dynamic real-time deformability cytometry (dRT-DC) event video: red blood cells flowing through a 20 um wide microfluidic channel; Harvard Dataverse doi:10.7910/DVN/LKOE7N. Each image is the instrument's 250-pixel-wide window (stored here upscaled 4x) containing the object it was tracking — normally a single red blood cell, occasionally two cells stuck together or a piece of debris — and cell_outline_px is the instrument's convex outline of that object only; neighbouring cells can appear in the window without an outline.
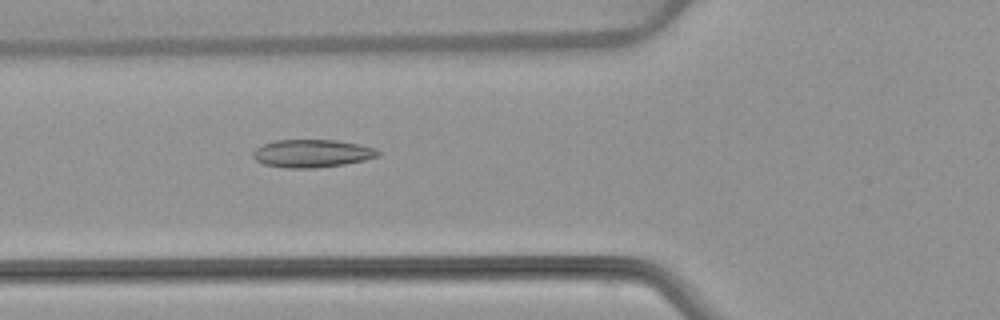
{"species": "common noctule bat (a hibernating species)", "species_latin": "Nyctalus noctula", "temperature_condition": "warm", "stored_images_in_passage": 53, "camera_frame_rate_fps": 3000, "um_per_image_px": 0.085, "animal": {"sex": "female", "body_mass_g": 22.7, "forearm_length_mm": 54.2}, "frame": {"image": 1, "passage_image": 20, "time_ms": 6.333, "image_size_px": [1000, 320], "cell_outline_px": [[380, 152], [376, 156], [364, 160], [344, 164], [316, 168], [284, 168], [264, 164], [256, 160], [252, 156], [252, 152], [256, 148], [264, 144], [276, 140], [336, 140], [376, 148]], "centroid_in_image_um": [26.48, 13.04], "position_along_channel_um": 99.3, "area_um2": 20.17}}
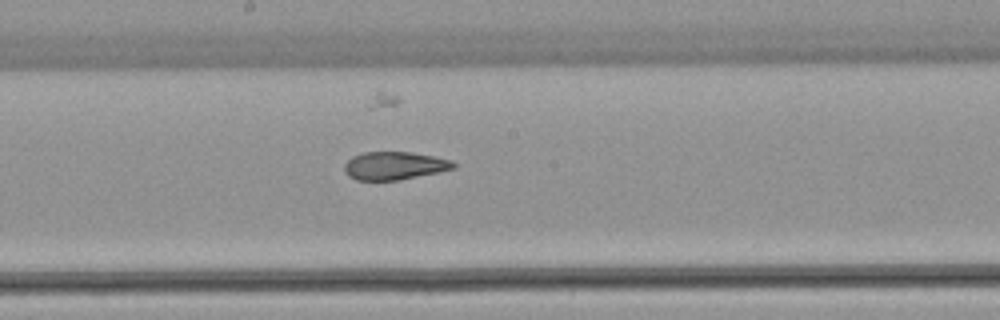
{"frame": {"image": 2, "passage_image": 29, "time_ms": 9.333, "image_size_px": [1000, 320], "cell_outline_px": [[456, 168], [400, 180], [356, 180], [348, 176], [344, 172], [344, 164], [352, 156], [364, 152], [412, 152], [452, 160], [456, 164]], "centroid_in_image_um": [33.51, 14.08], "position_along_channel_um": 214.7, "area_um2": 17.86}}
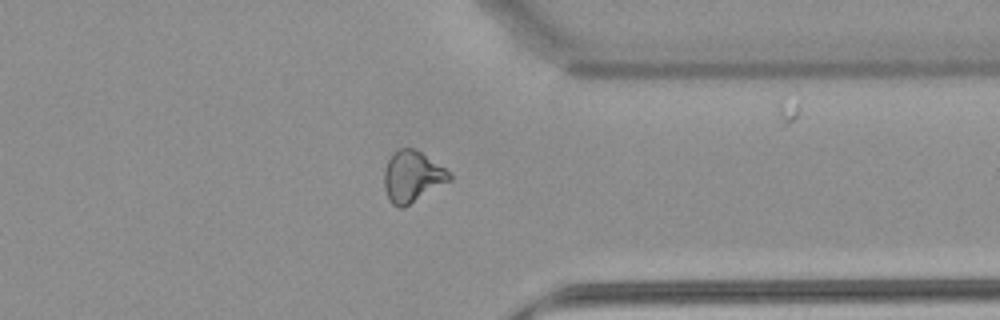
{"frame": {"image": 3, "passage_image": 42, "time_ms": 13.667, "image_size_px": [1000, 320], "cell_outline_px": [[452, 180], [404, 208], [400, 208], [392, 204], [388, 200], [384, 188], [384, 172], [388, 160], [392, 152], [396, 148], [412, 148], [420, 152], [444, 168], [452, 176]], "centroid_in_image_um": [35.01, 15.03], "position_along_channel_um": 376.4, "area_um2": 19.54}, "authors_computed_cell_mechanics": {"area_um2": 20.1722, "velocity_mm_per_s": 3.8381, "shape_relaxation_time_tau1_ms": null, "shape_relaxation_time_tau2_ms": 1.664, "deformation_change_tau1": null, "deformation_change_tau2": 0.0672}}